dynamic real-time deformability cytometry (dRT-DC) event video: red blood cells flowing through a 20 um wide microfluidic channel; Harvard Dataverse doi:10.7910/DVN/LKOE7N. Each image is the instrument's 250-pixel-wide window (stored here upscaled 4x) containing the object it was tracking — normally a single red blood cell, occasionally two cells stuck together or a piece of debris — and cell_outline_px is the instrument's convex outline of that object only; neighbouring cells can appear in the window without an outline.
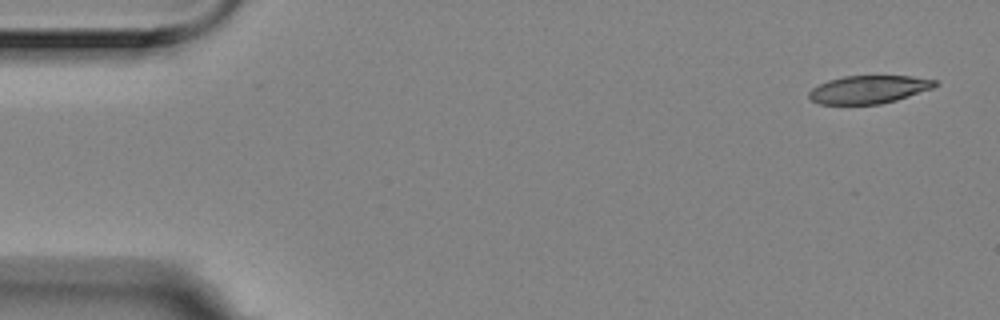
{"species": "Egyptian fruit bat (a non-hibernating species)", "species_latin": "Rousettus aegyptiacus", "temperature_condition": "room temperature", "stored_images_in_passage": 5, "camera_frame_rate_fps": 3000, "um_per_image_px": 0.085, "animal": {"sex": "female"}, "frame": {"image": 1, "passage_image": 1, "time_ms": 0.0, "image_size_px": [1000, 320], "cell_outline_px": [[940, 84], [932, 88], [896, 100], [880, 104], [820, 104], [812, 100], [808, 96], [808, 92], [812, 88], [828, 80], [844, 76], [912, 76], [936, 80]], "centroid_in_image_um": [73.84, 7.6], "position_along_channel_um": 11.2, "area_um2": 20.46}}
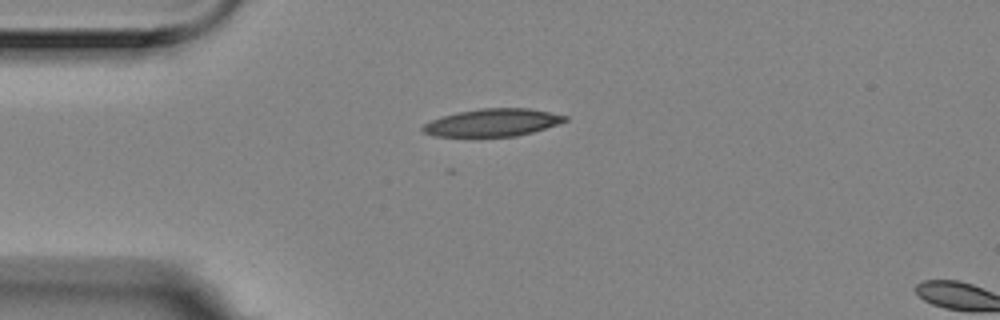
{"frame": {"image": 2, "passage_image": 4, "time_ms": 1.0, "image_size_px": [1000, 320], "cell_outline_px": [[568, 120], [532, 132], [516, 136], [436, 136], [424, 132], [420, 128], [424, 124], [432, 120], [456, 112], [480, 108], [528, 108], [568, 116]], "centroid_in_image_um": [41.86, 10.41], "position_along_channel_um": 43.1, "area_um2": 22.54}}